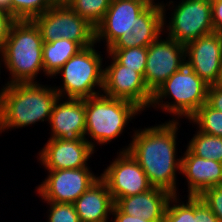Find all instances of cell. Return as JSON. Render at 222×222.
<instances>
[{
  "instance_id": "2e32d148",
  "label": "cell",
  "mask_w": 222,
  "mask_h": 222,
  "mask_svg": "<svg viewBox=\"0 0 222 222\" xmlns=\"http://www.w3.org/2000/svg\"><path fill=\"white\" fill-rule=\"evenodd\" d=\"M65 100V101H64ZM50 138L76 141L85 136V99L59 97L48 123Z\"/></svg>"
},
{
  "instance_id": "83f0119b",
  "label": "cell",
  "mask_w": 222,
  "mask_h": 222,
  "mask_svg": "<svg viewBox=\"0 0 222 222\" xmlns=\"http://www.w3.org/2000/svg\"><path fill=\"white\" fill-rule=\"evenodd\" d=\"M47 205V222H80L79 216L71 203L42 201Z\"/></svg>"
},
{
  "instance_id": "5bb4252c",
  "label": "cell",
  "mask_w": 222,
  "mask_h": 222,
  "mask_svg": "<svg viewBox=\"0 0 222 222\" xmlns=\"http://www.w3.org/2000/svg\"><path fill=\"white\" fill-rule=\"evenodd\" d=\"M95 152L85 138L76 141L48 138L36 157L46 172L89 167L88 161Z\"/></svg>"
},
{
  "instance_id": "4dcf8cb0",
  "label": "cell",
  "mask_w": 222,
  "mask_h": 222,
  "mask_svg": "<svg viewBox=\"0 0 222 222\" xmlns=\"http://www.w3.org/2000/svg\"><path fill=\"white\" fill-rule=\"evenodd\" d=\"M14 21L15 19L7 10L0 8V50L4 46L10 27Z\"/></svg>"
},
{
  "instance_id": "44dd1931",
  "label": "cell",
  "mask_w": 222,
  "mask_h": 222,
  "mask_svg": "<svg viewBox=\"0 0 222 222\" xmlns=\"http://www.w3.org/2000/svg\"><path fill=\"white\" fill-rule=\"evenodd\" d=\"M82 48L73 41L58 39L54 42L43 43L44 73L50 79L55 73Z\"/></svg>"
},
{
  "instance_id": "cb8c5ba5",
  "label": "cell",
  "mask_w": 222,
  "mask_h": 222,
  "mask_svg": "<svg viewBox=\"0 0 222 222\" xmlns=\"http://www.w3.org/2000/svg\"><path fill=\"white\" fill-rule=\"evenodd\" d=\"M119 64L126 66L144 77L147 60V47H131L127 49H107Z\"/></svg>"
},
{
  "instance_id": "7402d4cb",
  "label": "cell",
  "mask_w": 222,
  "mask_h": 222,
  "mask_svg": "<svg viewBox=\"0 0 222 222\" xmlns=\"http://www.w3.org/2000/svg\"><path fill=\"white\" fill-rule=\"evenodd\" d=\"M194 132L185 147L198 157L222 163V137L205 134L198 129Z\"/></svg>"
},
{
  "instance_id": "1f68e13d",
  "label": "cell",
  "mask_w": 222,
  "mask_h": 222,
  "mask_svg": "<svg viewBox=\"0 0 222 222\" xmlns=\"http://www.w3.org/2000/svg\"><path fill=\"white\" fill-rule=\"evenodd\" d=\"M207 103L218 111H222V84L217 83L208 87Z\"/></svg>"
},
{
  "instance_id": "d6a6232c",
  "label": "cell",
  "mask_w": 222,
  "mask_h": 222,
  "mask_svg": "<svg viewBox=\"0 0 222 222\" xmlns=\"http://www.w3.org/2000/svg\"><path fill=\"white\" fill-rule=\"evenodd\" d=\"M211 14L215 32L222 33V0H211Z\"/></svg>"
},
{
  "instance_id": "30bf717a",
  "label": "cell",
  "mask_w": 222,
  "mask_h": 222,
  "mask_svg": "<svg viewBox=\"0 0 222 222\" xmlns=\"http://www.w3.org/2000/svg\"><path fill=\"white\" fill-rule=\"evenodd\" d=\"M104 55V59H109L110 62L107 66L104 64L102 93L108 97L133 102L143 111L149 110L153 93L146 86L143 76L119 64L109 53Z\"/></svg>"
},
{
  "instance_id": "277c9868",
  "label": "cell",
  "mask_w": 222,
  "mask_h": 222,
  "mask_svg": "<svg viewBox=\"0 0 222 222\" xmlns=\"http://www.w3.org/2000/svg\"><path fill=\"white\" fill-rule=\"evenodd\" d=\"M143 111L133 102L99 94L85 99V136L95 151L122 135L129 122ZM87 137V138H86ZM90 138V140H89Z\"/></svg>"
},
{
  "instance_id": "ac0fdd59",
  "label": "cell",
  "mask_w": 222,
  "mask_h": 222,
  "mask_svg": "<svg viewBox=\"0 0 222 222\" xmlns=\"http://www.w3.org/2000/svg\"><path fill=\"white\" fill-rule=\"evenodd\" d=\"M181 175L187 180L186 196H200L206 189L222 185V163L198 157L186 147L181 155Z\"/></svg>"
},
{
  "instance_id": "8d00e7d4",
  "label": "cell",
  "mask_w": 222,
  "mask_h": 222,
  "mask_svg": "<svg viewBox=\"0 0 222 222\" xmlns=\"http://www.w3.org/2000/svg\"><path fill=\"white\" fill-rule=\"evenodd\" d=\"M11 0H0V8L7 10L10 13Z\"/></svg>"
},
{
  "instance_id": "7a4b0ae2",
  "label": "cell",
  "mask_w": 222,
  "mask_h": 222,
  "mask_svg": "<svg viewBox=\"0 0 222 222\" xmlns=\"http://www.w3.org/2000/svg\"><path fill=\"white\" fill-rule=\"evenodd\" d=\"M43 43L40 30L33 20L13 22L0 50V65L5 72H9L6 85L39 82L37 77L40 73L41 77L44 74L48 79L44 73Z\"/></svg>"
},
{
  "instance_id": "52a82bcc",
  "label": "cell",
  "mask_w": 222,
  "mask_h": 222,
  "mask_svg": "<svg viewBox=\"0 0 222 222\" xmlns=\"http://www.w3.org/2000/svg\"><path fill=\"white\" fill-rule=\"evenodd\" d=\"M175 2L177 0L161 3L164 35L186 46L199 37L215 32L212 24L211 0H178L177 3ZM167 10H170V13Z\"/></svg>"
},
{
  "instance_id": "e0dca14e",
  "label": "cell",
  "mask_w": 222,
  "mask_h": 222,
  "mask_svg": "<svg viewBox=\"0 0 222 222\" xmlns=\"http://www.w3.org/2000/svg\"><path fill=\"white\" fill-rule=\"evenodd\" d=\"M163 19L161 4H150L108 49L148 47L164 33Z\"/></svg>"
},
{
  "instance_id": "4316f807",
  "label": "cell",
  "mask_w": 222,
  "mask_h": 222,
  "mask_svg": "<svg viewBox=\"0 0 222 222\" xmlns=\"http://www.w3.org/2000/svg\"><path fill=\"white\" fill-rule=\"evenodd\" d=\"M51 7L50 0H11L10 14L15 20H33Z\"/></svg>"
},
{
  "instance_id": "3957f363",
  "label": "cell",
  "mask_w": 222,
  "mask_h": 222,
  "mask_svg": "<svg viewBox=\"0 0 222 222\" xmlns=\"http://www.w3.org/2000/svg\"><path fill=\"white\" fill-rule=\"evenodd\" d=\"M59 97L54 87L41 82L6 85L0 115V133L30 127L38 122L49 123Z\"/></svg>"
},
{
  "instance_id": "d4e9b609",
  "label": "cell",
  "mask_w": 222,
  "mask_h": 222,
  "mask_svg": "<svg viewBox=\"0 0 222 222\" xmlns=\"http://www.w3.org/2000/svg\"><path fill=\"white\" fill-rule=\"evenodd\" d=\"M185 199L187 201H182L179 195H173L168 201L162 222H194V196Z\"/></svg>"
},
{
  "instance_id": "ffe728a7",
  "label": "cell",
  "mask_w": 222,
  "mask_h": 222,
  "mask_svg": "<svg viewBox=\"0 0 222 222\" xmlns=\"http://www.w3.org/2000/svg\"><path fill=\"white\" fill-rule=\"evenodd\" d=\"M73 204L80 222H110L115 203L106 182L100 177Z\"/></svg>"
},
{
  "instance_id": "5b68a950",
  "label": "cell",
  "mask_w": 222,
  "mask_h": 222,
  "mask_svg": "<svg viewBox=\"0 0 222 222\" xmlns=\"http://www.w3.org/2000/svg\"><path fill=\"white\" fill-rule=\"evenodd\" d=\"M208 87L185 63L153 93L150 109L169 113L171 120L187 121L207 102Z\"/></svg>"
},
{
  "instance_id": "d6986e66",
  "label": "cell",
  "mask_w": 222,
  "mask_h": 222,
  "mask_svg": "<svg viewBox=\"0 0 222 222\" xmlns=\"http://www.w3.org/2000/svg\"><path fill=\"white\" fill-rule=\"evenodd\" d=\"M172 196L165 189L152 187L146 192L119 198L115 205L127 215L149 221H163L168 201Z\"/></svg>"
},
{
  "instance_id": "7c38bea8",
  "label": "cell",
  "mask_w": 222,
  "mask_h": 222,
  "mask_svg": "<svg viewBox=\"0 0 222 222\" xmlns=\"http://www.w3.org/2000/svg\"><path fill=\"white\" fill-rule=\"evenodd\" d=\"M162 34L147 47L144 81L154 93L185 62V46Z\"/></svg>"
},
{
  "instance_id": "f35d334b",
  "label": "cell",
  "mask_w": 222,
  "mask_h": 222,
  "mask_svg": "<svg viewBox=\"0 0 222 222\" xmlns=\"http://www.w3.org/2000/svg\"><path fill=\"white\" fill-rule=\"evenodd\" d=\"M219 83H221V84H222V74H221V78H220V81H219Z\"/></svg>"
},
{
  "instance_id": "4fadbf2b",
  "label": "cell",
  "mask_w": 222,
  "mask_h": 222,
  "mask_svg": "<svg viewBox=\"0 0 222 222\" xmlns=\"http://www.w3.org/2000/svg\"><path fill=\"white\" fill-rule=\"evenodd\" d=\"M185 62L206 84L219 83L222 74V33L213 32L185 46Z\"/></svg>"
},
{
  "instance_id": "f546056e",
  "label": "cell",
  "mask_w": 222,
  "mask_h": 222,
  "mask_svg": "<svg viewBox=\"0 0 222 222\" xmlns=\"http://www.w3.org/2000/svg\"><path fill=\"white\" fill-rule=\"evenodd\" d=\"M194 222H220L199 196H194Z\"/></svg>"
},
{
  "instance_id": "e575fe53",
  "label": "cell",
  "mask_w": 222,
  "mask_h": 222,
  "mask_svg": "<svg viewBox=\"0 0 222 222\" xmlns=\"http://www.w3.org/2000/svg\"><path fill=\"white\" fill-rule=\"evenodd\" d=\"M75 0H50V4L53 7H70Z\"/></svg>"
},
{
  "instance_id": "603a6c76",
  "label": "cell",
  "mask_w": 222,
  "mask_h": 222,
  "mask_svg": "<svg viewBox=\"0 0 222 222\" xmlns=\"http://www.w3.org/2000/svg\"><path fill=\"white\" fill-rule=\"evenodd\" d=\"M192 126L205 134L222 137V111L203 104L189 119ZM197 125V126H196Z\"/></svg>"
},
{
  "instance_id": "836d02e7",
  "label": "cell",
  "mask_w": 222,
  "mask_h": 222,
  "mask_svg": "<svg viewBox=\"0 0 222 222\" xmlns=\"http://www.w3.org/2000/svg\"><path fill=\"white\" fill-rule=\"evenodd\" d=\"M111 218H112L111 222H162V221H149L140 217L127 215L123 213L115 204L112 209Z\"/></svg>"
},
{
  "instance_id": "ba28073f",
  "label": "cell",
  "mask_w": 222,
  "mask_h": 222,
  "mask_svg": "<svg viewBox=\"0 0 222 222\" xmlns=\"http://www.w3.org/2000/svg\"><path fill=\"white\" fill-rule=\"evenodd\" d=\"M44 42L67 39L82 49L95 43V27L70 7H51L33 19Z\"/></svg>"
},
{
  "instance_id": "9a60e30c",
  "label": "cell",
  "mask_w": 222,
  "mask_h": 222,
  "mask_svg": "<svg viewBox=\"0 0 222 222\" xmlns=\"http://www.w3.org/2000/svg\"><path fill=\"white\" fill-rule=\"evenodd\" d=\"M149 5L144 0H112L104 18L95 27V43H99L97 46L104 43L106 51L129 30L135 18Z\"/></svg>"
},
{
  "instance_id": "6da1fadb",
  "label": "cell",
  "mask_w": 222,
  "mask_h": 222,
  "mask_svg": "<svg viewBox=\"0 0 222 222\" xmlns=\"http://www.w3.org/2000/svg\"><path fill=\"white\" fill-rule=\"evenodd\" d=\"M161 123L151 127L133 128L132 140H129L128 146L118 151L130 153L153 187L165 189L172 195H180L177 173L181 174V156L177 157V140L182 123L170 118Z\"/></svg>"
},
{
  "instance_id": "8992f818",
  "label": "cell",
  "mask_w": 222,
  "mask_h": 222,
  "mask_svg": "<svg viewBox=\"0 0 222 222\" xmlns=\"http://www.w3.org/2000/svg\"><path fill=\"white\" fill-rule=\"evenodd\" d=\"M96 45L94 43L90 47L81 49L52 77L56 79L60 74L62 76L60 78L62 84L53 85L60 97L86 99L102 94L104 56L101 51L96 50Z\"/></svg>"
},
{
  "instance_id": "f1b7e54d",
  "label": "cell",
  "mask_w": 222,
  "mask_h": 222,
  "mask_svg": "<svg viewBox=\"0 0 222 222\" xmlns=\"http://www.w3.org/2000/svg\"><path fill=\"white\" fill-rule=\"evenodd\" d=\"M199 197L222 222V185L206 189Z\"/></svg>"
},
{
  "instance_id": "74e56055",
  "label": "cell",
  "mask_w": 222,
  "mask_h": 222,
  "mask_svg": "<svg viewBox=\"0 0 222 222\" xmlns=\"http://www.w3.org/2000/svg\"><path fill=\"white\" fill-rule=\"evenodd\" d=\"M144 1L148 2L149 4H161L162 2H164V1L159 2V0H144Z\"/></svg>"
},
{
  "instance_id": "9c48e42d",
  "label": "cell",
  "mask_w": 222,
  "mask_h": 222,
  "mask_svg": "<svg viewBox=\"0 0 222 222\" xmlns=\"http://www.w3.org/2000/svg\"><path fill=\"white\" fill-rule=\"evenodd\" d=\"M91 169V167H83L47 170L46 178L35 187L34 192L41 201L73 204L100 178V175Z\"/></svg>"
},
{
  "instance_id": "d590c367",
  "label": "cell",
  "mask_w": 222,
  "mask_h": 222,
  "mask_svg": "<svg viewBox=\"0 0 222 222\" xmlns=\"http://www.w3.org/2000/svg\"><path fill=\"white\" fill-rule=\"evenodd\" d=\"M1 65H0V75H1ZM1 79V77H0ZM2 87H0V115H1V110H2V101H3V94H4V90H5V87H6V84L4 83V85L2 84L1 85Z\"/></svg>"
},
{
  "instance_id": "8fae6325",
  "label": "cell",
  "mask_w": 222,
  "mask_h": 222,
  "mask_svg": "<svg viewBox=\"0 0 222 222\" xmlns=\"http://www.w3.org/2000/svg\"><path fill=\"white\" fill-rule=\"evenodd\" d=\"M110 162L100 177L106 182L114 203L119 198L140 194L153 187L128 151H117Z\"/></svg>"
},
{
  "instance_id": "484cf974",
  "label": "cell",
  "mask_w": 222,
  "mask_h": 222,
  "mask_svg": "<svg viewBox=\"0 0 222 222\" xmlns=\"http://www.w3.org/2000/svg\"><path fill=\"white\" fill-rule=\"evenodd\" d=\"M112 0H75L70 8L96 27L104 18Z\"/></svg>"
}]
</instances>
